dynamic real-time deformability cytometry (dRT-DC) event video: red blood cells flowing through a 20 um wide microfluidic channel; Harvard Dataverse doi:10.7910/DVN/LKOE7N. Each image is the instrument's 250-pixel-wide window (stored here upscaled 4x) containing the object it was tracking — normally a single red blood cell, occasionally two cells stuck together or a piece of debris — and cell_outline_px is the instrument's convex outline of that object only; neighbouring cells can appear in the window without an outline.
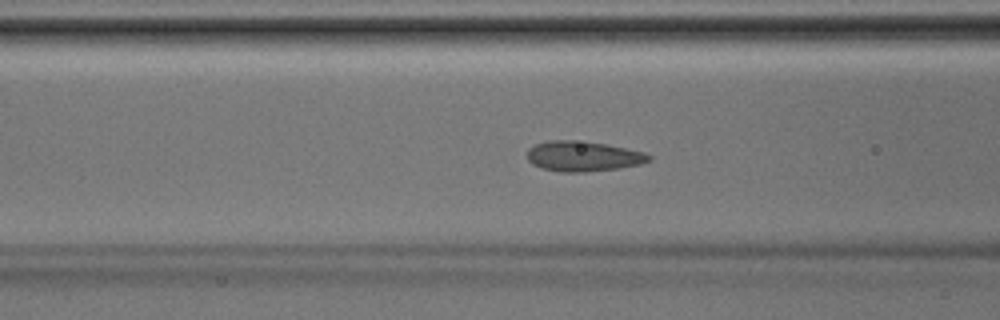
{"species": "Egyptian fruit bat (a non-hibernating species)", "species_latin": "Rousettus aegyptiacus", "temperature_condition": "room temperature", "stored_images_in_passage": 35, "camera_frame_rate_fps": 3000, "um_per_image_px": 0.085, "animal": {"sex": "male"}, "frame": {"image": 1, "passage_image": 10, "time_ms": 3.0, "image_size_px": [1000, 320], "cell_outline_px": [[652, 160], [640, 164], [616, 168], [584, 172], [560, 172], [544, 168], [532, 164], [528, 160], [528, 148], [536, 144], [548, 140], [572, 140], [604, 144], [644, 152], [652, 156]], "centroid_in_image_um": [49.55, 13.28], "position_along_channel_um": 117.0, "area_um2": 21.15}}
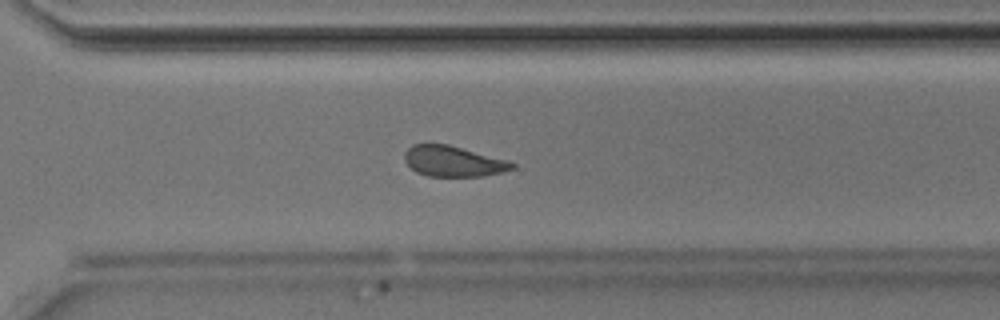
{"frame": {"image": 2, "passage_image": 23, "time_ms": 7.333, "image_size_px": [1000, 320], "cell_outline_px": [[516, 168], [504, 172], [484, 176], [428, 176], [416, 172], [404, 160], [404, 152], [412, 144], [448, 144], [508, 160], [516, 164]], "centroid_in_image_um": [38.55, 13.71], "position_along_channel_um": 332.0, "area_um2": 19.31}}
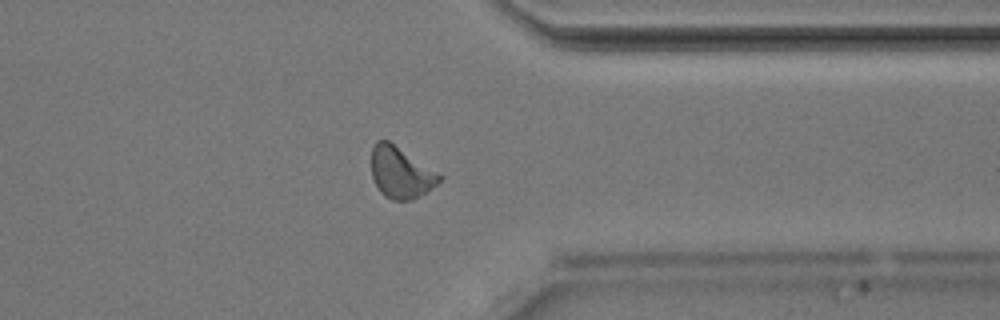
{"frame": {"image": 3, "passage_image": 26, "time_ms": 8.333, "image_size_px": [1000, 320], "cell_outline_px": [[444, 176], [436, 184], [420, 196], [412, 200], [392, 200], [384, 196], [380, 192], [372, 176], [372, 148], [376, 140], [388, 140], [440, 172]], "centroid_in_image_um": [34.08, 14.66], "position_along_channel_um": 377.3, "area_um2": 20.46}}